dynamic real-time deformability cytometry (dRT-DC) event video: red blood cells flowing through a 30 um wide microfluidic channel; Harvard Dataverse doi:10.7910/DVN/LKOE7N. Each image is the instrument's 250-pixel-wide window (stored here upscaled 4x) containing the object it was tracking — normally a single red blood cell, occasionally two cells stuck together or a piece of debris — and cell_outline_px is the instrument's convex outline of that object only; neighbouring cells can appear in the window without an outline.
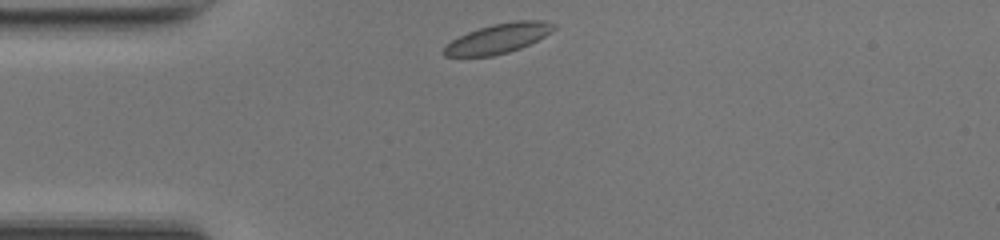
{"species": "common noctule bat (a hibernating species)", "species_latin": "Nyctalus noctula", "temperature_condition": "room temperature", "stored_images_in_passage": 30, "camera_frame_rate_fps": 3000, "um_per_image_px": 0.085, "animal": {"sex": "female", "body_mass_g": 17.0, "forearm_length_mm": 48.0}, "frame": {"image": 1, "passage_image": 1, "time_ms": 0.0, "image_size_px": [1000, 240], "cell_outline_px": [[556, 28], [544, 36], [520, 48], [508, 52], [492, 56], [444, 56], [440, 52], [444, 44], [468, 32], [492, 24], [516, 20], [544, 20], [556, 24]], "centroid_in_image_um": [42.31, 3.26], "position_along_channel_um": 42.7, "area_um2": 19.02}}
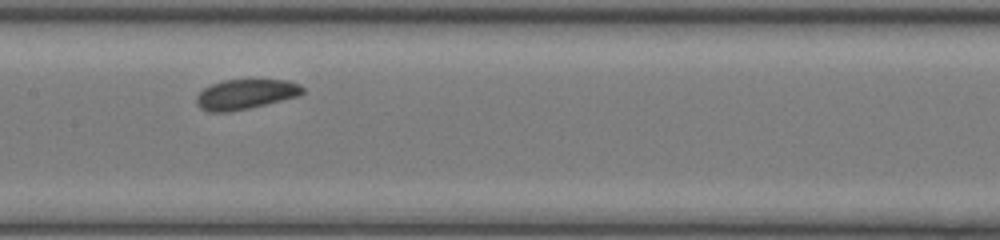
{"frame": {"image": 2, "passage_image": 13, "time_ms": 4.0, "image_size_px": [1000, 240], "cell_outline_px": [[304, 92], [300, 96], [248, 108], [228, 112], [208, 112], [200, 108], [196, 104], [196, 96], [204, 88], [212, 84], [224, 80], [288, 80], [300, 84], [304, 88]], "centroid_in_image_um": [20.88, 8.01], "position_along_channel_um": 186.5, "area_um2": 18.55}}
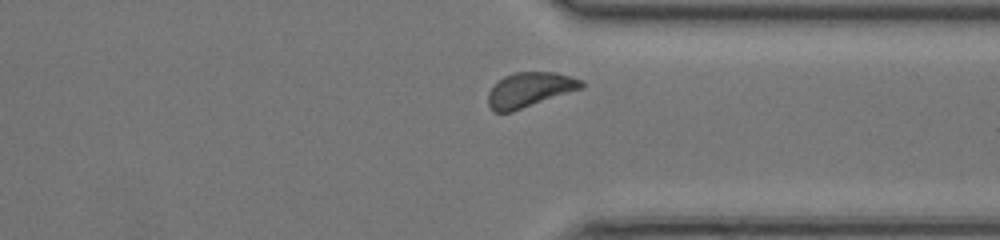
{"frame": {"image": 3, "passage_image": 26, "time_ms": 8.333, "image_size_px": [1000, 240], "cell_outline_px": [[584, 88], [512, 112], [492, 112], [488, 104], [488, 92], [504, 76], [512, 72], [556, 72], [572, 76], [584, 80]], "centroid_in_image_um": [45.06, 7.63], "position_along_channel_um": 366.3, "area_um2": 19.13}, "authors_computed_cell_mechanics": {"area_um2": 18.5827, "velocity_mm_per_s": 4.1652, "shape_relaxation_time_tau1_ms": 3.558, "shape_relaxation_time_tau2_ms": 2.3572, "deformation_change_tau1": 0.0805, "deformation_change_tau2": 0.0767}}